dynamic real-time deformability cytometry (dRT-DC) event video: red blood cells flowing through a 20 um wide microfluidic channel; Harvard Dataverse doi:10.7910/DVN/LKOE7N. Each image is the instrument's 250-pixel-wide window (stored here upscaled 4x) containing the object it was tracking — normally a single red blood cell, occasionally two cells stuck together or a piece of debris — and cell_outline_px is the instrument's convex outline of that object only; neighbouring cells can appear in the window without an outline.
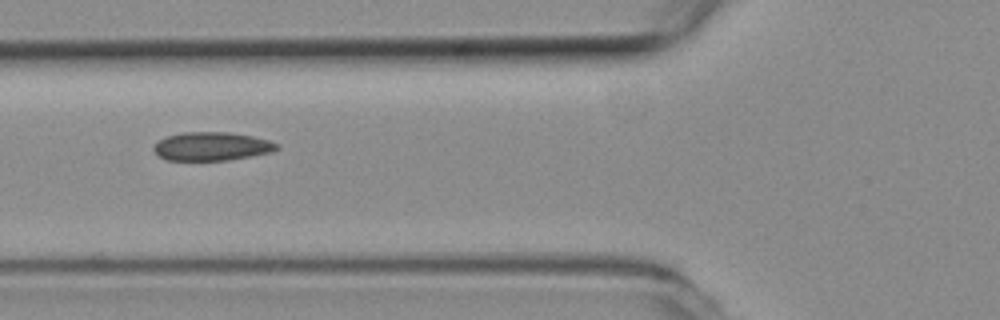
{"species": "common noctule bat (a hibernating species)", "species_latin": "Nyctalus noctula", "temperature_condition": "room temperature", "stored_images_in_passage": 37, "camera_frame_rate_fps": 3000, "um_per_image_px": 0.085, "animal": {"sex": "female", "body_mass_g": 19.3, "forearm_length_mm": 54.1}, "frame": {"image": 1, "passage_image": 3, "time_ms": 0.667, "image_size_px": [1000, 320], "cell_outline_px": [[280, 148], [272, 152], [252, 156], [228, 160], [164, 160], [156, 156], [152, 148], [160, 140], [168, 136], [184, 132], [228, 132], [252, 136], [268, 140], [280, 144]], "centroid_in_image_um": [18.01, 12.45], "position_along_channel_um": 107.8, "area_um2": 20.58}}
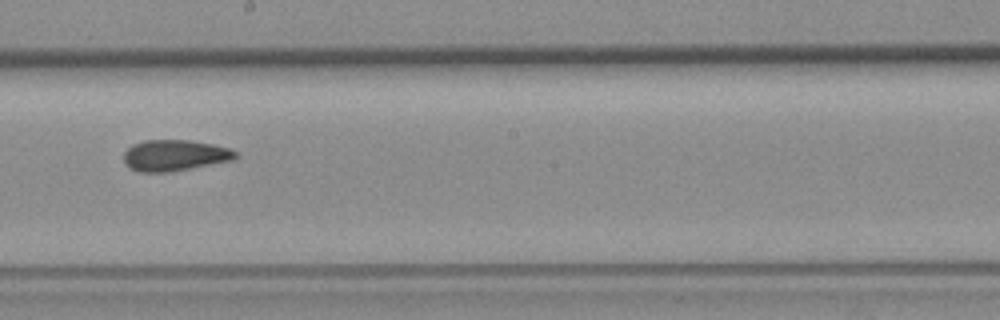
{"frame": {"image": 2, "passage_image": 13, "time_ms": 4.0, "image_size_px": [1000, 320], "cell_outline_px": [[240, 156], [232, 160], [168, 172], [140, 172], [128, 168], [124, 164], [124, 152], [132, 144], [144, 140], [188, 140], [212, 144], [232, 148]], "centroid_in_image_um": [14.83, 13.2], "position_along_channel_um": 233.4, "area_um2": 20.35}}
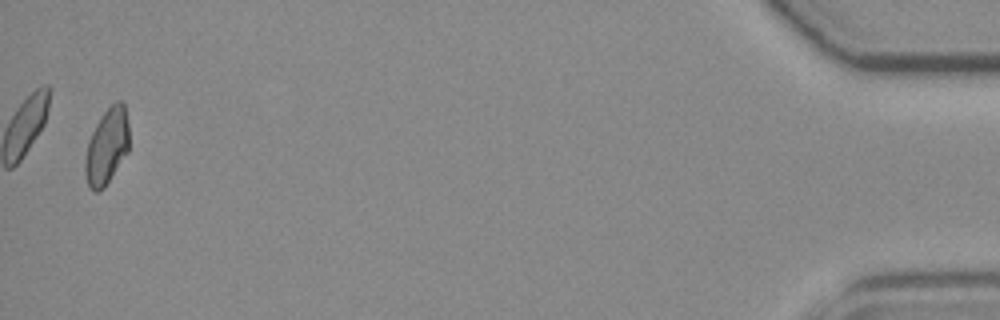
{"frame": {"image": 3, "passage_image": 36, "time_ms": 11.667, "image_size_px": [1000, 320], "cell_outline_px": [[128, 152], [104, 188], [96, 192], [88, 188], [84, 172], [84, 160], [88, 140], [100, 116], [116, 100], [120, 100], [124, 104], [128, 124]], "centroid_in_image_um": [9.06, 12.47], "position_along_channel_um": 426.1, "area_um2": 19.59}}